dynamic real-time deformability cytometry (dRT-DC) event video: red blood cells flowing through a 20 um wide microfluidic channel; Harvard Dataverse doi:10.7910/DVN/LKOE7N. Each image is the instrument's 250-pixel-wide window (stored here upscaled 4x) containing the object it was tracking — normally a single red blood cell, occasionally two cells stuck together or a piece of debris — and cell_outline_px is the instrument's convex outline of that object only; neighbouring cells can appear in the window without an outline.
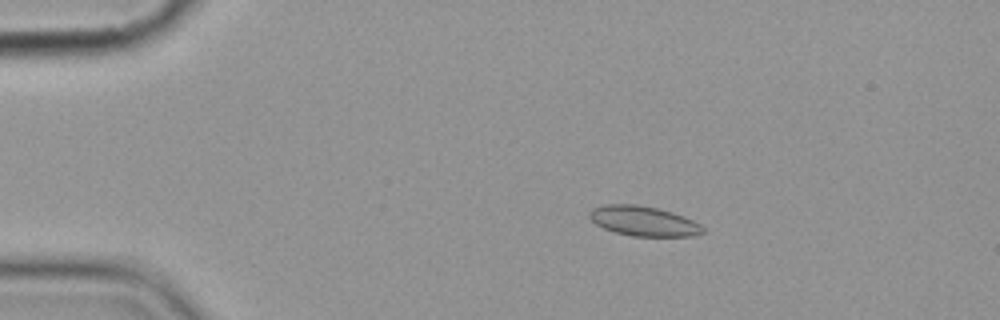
{"species": "common noctule bat (a hibernating species)", "species_latin": "Nyctalus noctula", "temperature_condition": "cold", "stored_images_in_passage": 4, "camera_frame_rate_fps": 3000, "um_per_image_px": 0.085, "animal": {"sex": "female", "body_mass_g": 19.9}, "frame": {"image": 1, "passage_image": 2, "time_ms": 1.333, "image_size_px": [1000, 320], "cell_outline_px": [[704, 232], [692, 236], [632, 236], [616, 232], [604, 228], [596, 224], [588, 216], [588, 212], [592, 208], [604, 204], [636, 204], [656, 208], [672, 212], [684, 216], [700, 224], [704, 228]], "centroid_in_image_um": [54.68, 18.78], "position_along_channel_um": 30.3, "area_um2": 19.71}}
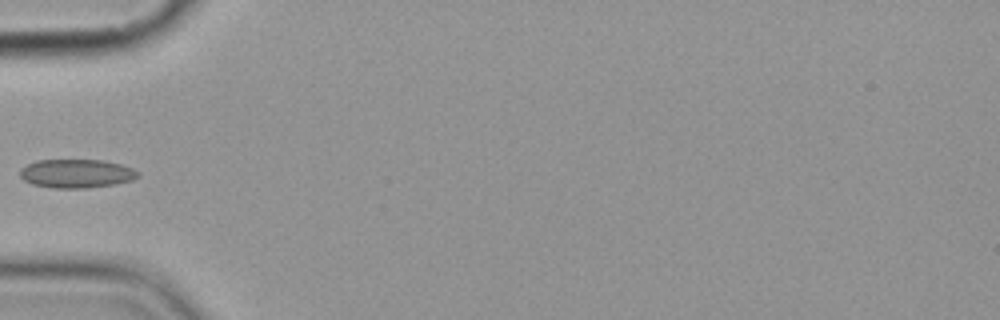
{"frame": {"image": 2, "passage_image": 4, "time_ms": 4.333, "image_size_px": [1000, 320], "cell_outline_px": [[140, 176], [132, 180], [116, 184], [84, 188], [56, 188], [32, 184], [24, 180], [20, 176], [20, 168], [36, 160], [104, 160], [120, 164], [132, 168], [140, 172]], "centroid_in_image_um": [6.52, 14.75], "position_along_channel_um": 78.5, "area_um2": 19.77}}